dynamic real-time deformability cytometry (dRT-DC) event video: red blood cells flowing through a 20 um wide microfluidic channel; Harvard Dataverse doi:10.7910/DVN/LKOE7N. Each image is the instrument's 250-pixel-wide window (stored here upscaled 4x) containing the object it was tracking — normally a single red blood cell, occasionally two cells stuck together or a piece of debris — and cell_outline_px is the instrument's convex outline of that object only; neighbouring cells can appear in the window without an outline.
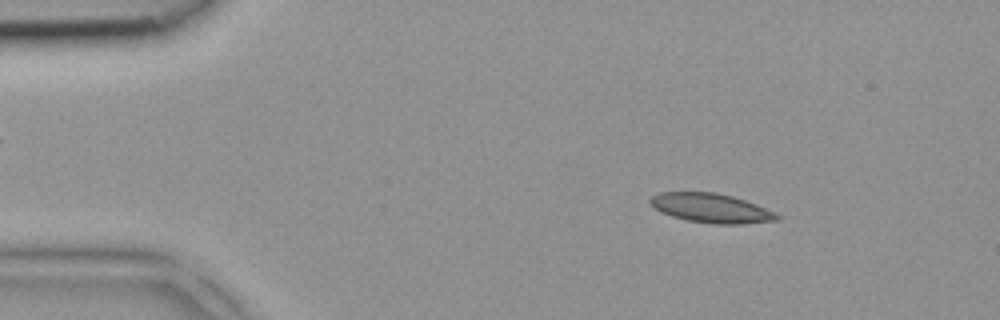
{"species": "common noctule bat (a hibernating species)", "species_latin": "Nyctalus noctula", "temperature_condition": "room temperature", "stored_images_in_passage": 41, "camera_frame_rate_fps": 3000, "um_per_image_px": 0.085, "animal": {"sex": "female", "body_mass_g": 18.4}, "frame": {"image": 1, "passage_image": 5, "time_ms": 1.333, "image_size_px": [1000, 320], "cell_outline_px": [[780, 220], [744, 224], [712, 224], [688, 220], [672, 216], [660, 212], [652, 208], [648, 200], [652, 196], [660, 192], [716, 192], [732, 196], [756, 204], [780, 216]], "centroid_in_image_um": [60.4, 17.69], "position_along_channel_um": 24.6, "area_um2": 21.68}}
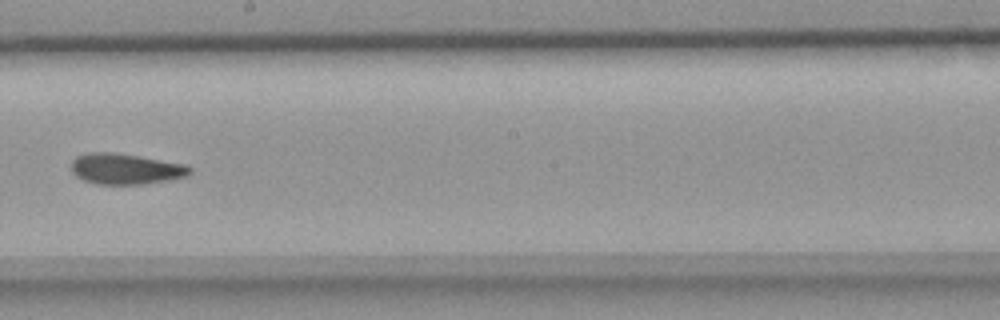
{"frame": {"image": 2, "passage_image": 23, "time_ms": 7.333, "image_size_px": [1000, 320], "cell_outline_px": [[192, 172], [188, 176], [168, 180], [144, 184], [96, 184], [84, 180], [76, 176], [72, 172], [72, 160], [76, 156], [88, 152], [112, 152], [188, 164], [192, 168]], "centroid_in_image_um": [10.7, 14.35], "position_along_channel_um": 237.5, "area_um2": 21.39}}
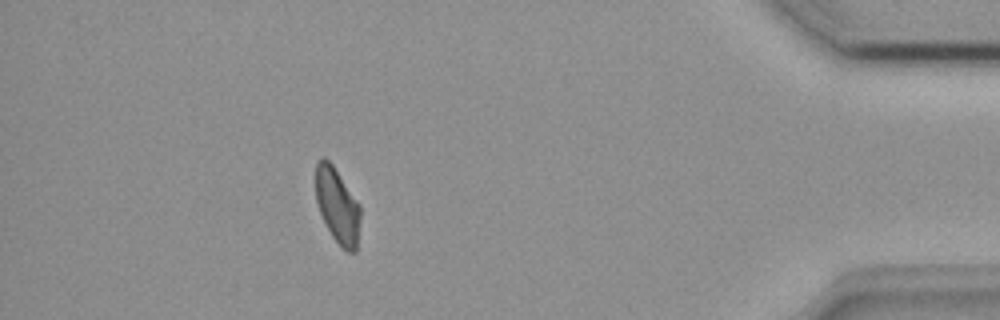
{"frame": {"image": 3, "passage_image": 37, "time_ms": 12.0, "image_size_px": [1000, 320], "cell_outline_px": [[360, 216], [356, 252], [348, 252], [340, 248], [332, 236], [320, 212], [316, 200], [316, 160], [320, 156], [324, 156], [332, 164], [360, 204]], "centroid_in_image_um": [28.67, 17.47], "position_along_channel_um": 406.5, "area_um2": 19.59}}